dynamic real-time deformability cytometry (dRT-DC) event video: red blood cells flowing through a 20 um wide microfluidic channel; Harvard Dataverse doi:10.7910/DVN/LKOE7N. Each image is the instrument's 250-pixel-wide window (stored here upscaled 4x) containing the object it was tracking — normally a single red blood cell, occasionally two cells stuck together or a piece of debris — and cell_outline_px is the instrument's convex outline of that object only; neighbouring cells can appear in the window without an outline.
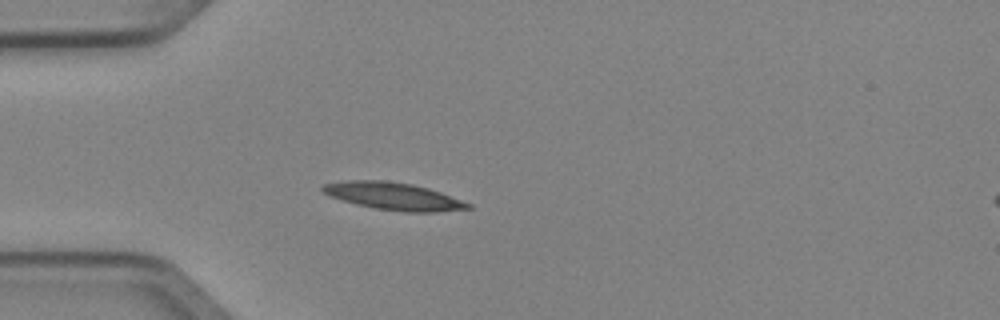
{"species": "Egyptian fruit bat (a non-hibernating species)", "species_latin": "Rousettus aegyptiacus", "temperature_condition": "cold", "stored_images_in_passage": 37, "camera_frame_rate_fps": 3000, "um_per_image_px": 0.085, "animal": {"sex": "female"}, "frame": {"image": 1, "passage_image": 1, "time_ms": 0.0, "image_size_px": [1000, 320], "cell_outline_px": [[472, 208], [436, 212], [404, 212], [376, 208], [356, 204], [328, 196], [320, 188], [324, 184], [348, 180], [384, 180], [412, 184], [428, 188], [440, 192], [472, 204]], "centroid_in_image_um": [33.44, 16.68], "position_along_channel_um": 51.6, "area_um2": 23.12}}
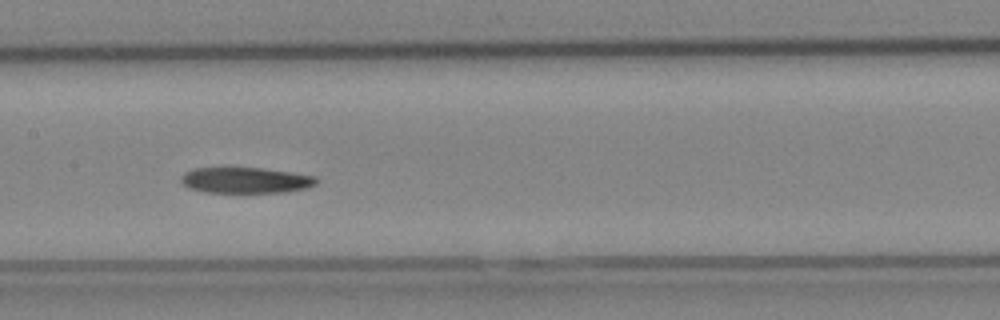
{"frame": {"image": 2, "passage_image": 12, "time_ms": 3.667, "image_size_px": [1000, 320], "cell_outline_px": [[316, 184], [304, 188], [284, 192], [204, 192], [188, 188], [180, 180], [180, 176], [184, 172], [192, 168], [264, 168], [316, 176]], "centroid_in_image_um": [20.82, 15.31], "position_along_channel_um": 186.6, "area_um2": 20.29}}
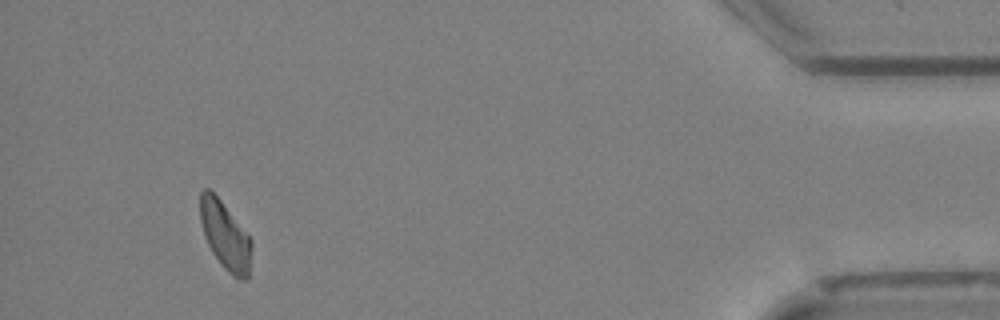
{"frame": {"image": 3, "passage_image": 34, "time_ms": 11.0, "image_size_px": [1000, 320], "cell_outline_px": [[252, 248], [248, 280], [240, 280], [232, 276], [224, 268], [212, 252], [204, 236], [200, 220], [200, 192], [204, 188], [208, 188], [220, 200], [252, 240]], "centroid_in_image_um": [19.14, 20.06], "position_along_channel_um": 416.1, "area_um2": 20.23}, "authors_computed_cell_mechanics": {"area_um2": 21.2704, "velocity_mm_per_s": 4.0219, "shape_relaxation_time_tau1_ms": 7.1132, "shape_relaxation_time_tau2_ms": null, "deformation_change_tau1": 0.1628, "deformation_change_tau2": null}}